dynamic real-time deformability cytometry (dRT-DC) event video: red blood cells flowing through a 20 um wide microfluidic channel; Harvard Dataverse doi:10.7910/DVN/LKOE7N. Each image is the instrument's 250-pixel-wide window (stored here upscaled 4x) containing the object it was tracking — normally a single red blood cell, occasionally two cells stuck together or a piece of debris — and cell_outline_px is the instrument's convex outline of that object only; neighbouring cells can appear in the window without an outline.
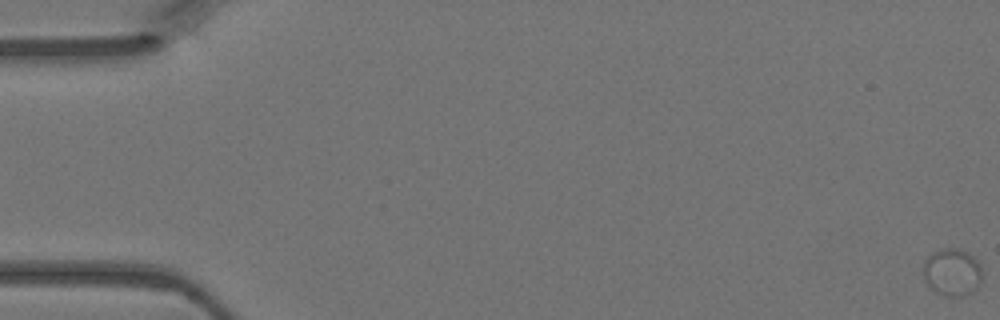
{"species": "Egyptian fruit bat (a non-hibernating species)", "species_latin": "Rousettus aegyptiacus", "temperature_condition": "warm", "stored_images_in_passage": 49, "camera_frame_rate_fps": 3000, "um_per_image_px": 0.085, "animal": {"sex": "female"}, "frame": {"image": 1, "passage_image": 1, "time_ms": 0.0, "image_size_px": [1000, 320], "cell_outline_px": [[984, 276], [980, 284], [976, 288], [964, 296], [948, 296], [936, 292], [924, 280], [924, 260], [932, 252], [944, 248], [960, 248], [968, 252], [980, 264], [984, 272]], "centroid_in_image_um": [80.97, 23.12], "position_along_channel_um": 4.0, "area_um2": 16.47}}
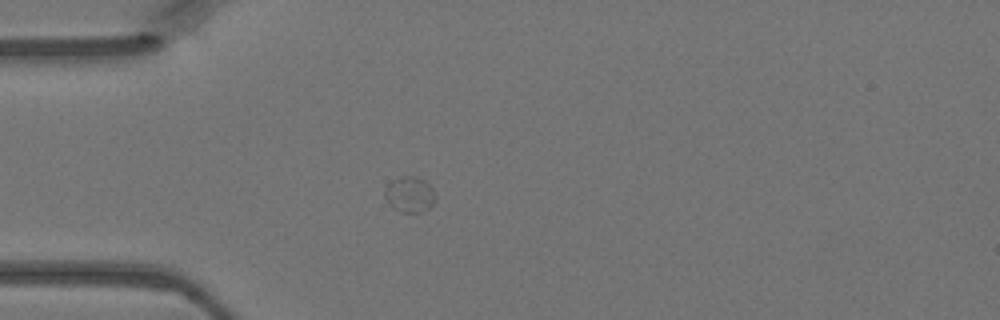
{"frame": {"image": 2, "passage_image": 15, "time_ms": 4.667, "image_size_px": [1000, 320], "cell_outline_px": [[436, 200], [424, 212], [400, 212], [392, 208], [388, 204], [384, 196], [384, 192], [388, 184], [392, 180], [400, 176], [416, 176], [424, 180], [432, 188], [436, 196]], "centroid_in_image_um": [34.81, 16.53], "position_along_channel_um": 50.2, "area_um2": 10.69}}
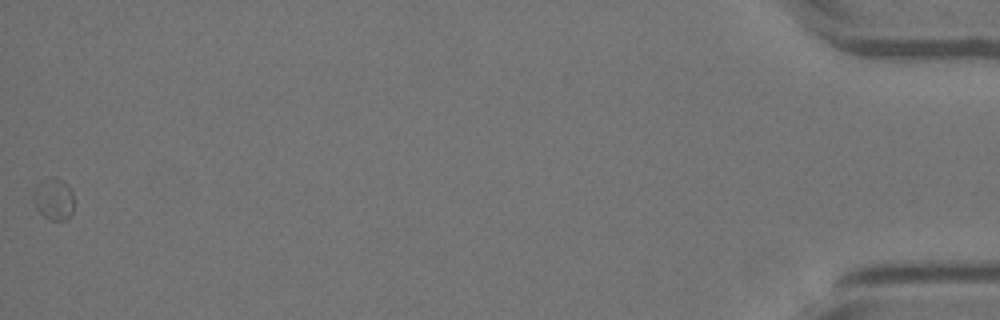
{"frame": {"image": 3, "passage_image": 49, "time_ms": 16.0, "image_size_px": [1000, 320], "cell_outline_px": [[72, 212], [64, 220], [48, 220], [36, 208], [32, 200], [32, 196], [40, 180], [52, 176], [56, 176], [64, 180], [68, 184], [72, 192]], "centroid_in_image_um": [4.54, 16.87], "position_along_channel_um": 430.7, "area_um2": 10.0}}